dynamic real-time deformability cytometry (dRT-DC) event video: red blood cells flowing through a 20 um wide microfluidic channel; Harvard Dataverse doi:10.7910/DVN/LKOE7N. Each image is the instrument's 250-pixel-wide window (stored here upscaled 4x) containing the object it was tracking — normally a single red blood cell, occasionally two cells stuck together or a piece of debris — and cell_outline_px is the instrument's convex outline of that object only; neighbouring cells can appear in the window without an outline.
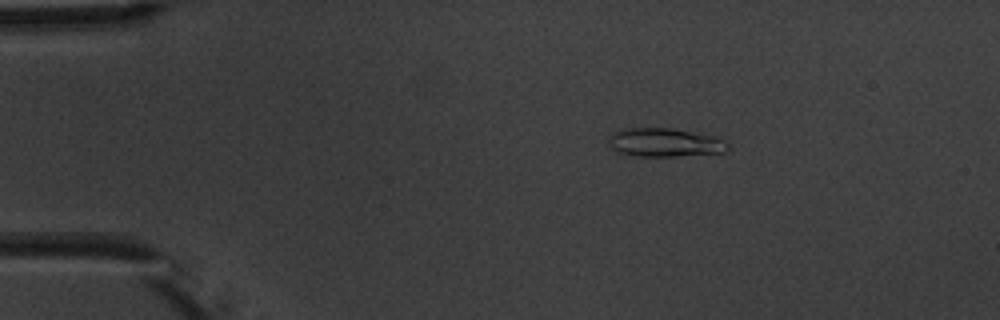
{"species": "common noctule bat (a hibernating species)", "species_latin": "Nyctalus noctula", "temperature_condition": "warm", "stored_images_in_passage": 3, "camera_frame_rate_fps": 3000, "um_per_image_px": 0.085, "animal": {"sex": "male", "body_mass_g": 20.1, "forearm_length_mm": 53.5}, "frame": {"image": 1, "passage_image": 2, "time_ms": 1.333, "image_size_px": [1000, 320], "cell_outline_px": [[728, 148], [724, 152], [676, 156], [636, 156], [616, 152], [612, 148], [608, 140], [616, 132], [624, 128], [672, 128], [716, 136], [724, 140], [728, 144]], "centroid_in_image_um": [56.52, 12.11], "position_along_channel_um": 28.5, "area_um2": 19.77}}